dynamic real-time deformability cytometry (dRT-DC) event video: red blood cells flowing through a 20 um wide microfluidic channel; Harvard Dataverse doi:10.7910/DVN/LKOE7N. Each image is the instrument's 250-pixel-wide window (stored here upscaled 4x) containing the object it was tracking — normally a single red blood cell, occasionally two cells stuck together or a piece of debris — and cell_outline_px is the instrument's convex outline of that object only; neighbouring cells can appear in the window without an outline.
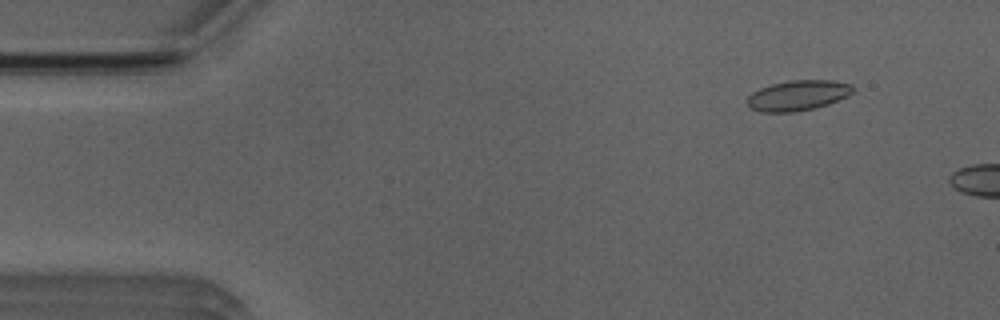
{"species": "Egyptian fruit bat (a non-hibernating species)", "species_latin": "Rousettus aegyptiacus", "temperature_condition": "room temperature", "stored_images_in_passage": 8, "camera_frame_rate_fps": 3000, "um_per_image_px": 0.085, "animal": {"sex": "male"}, "frame": {"image": 1, "passage_image": 5, "time_ms": 1.333, "image_size_px": [1000, 320], "cell_outline_px": [[852, 92], [848, 96], [828, 104], [816, 108], [796, 112], [760, 112], [752, 108], [748, 104], [748, 96], [752, 92], [760, 88], [772, 84], [788, 80], [832, 80], [852, 84]], "centroid_in_image_um": [67.83, 8.11], "position_along_channel_um": 17.2, "area_um2": 18.67}}